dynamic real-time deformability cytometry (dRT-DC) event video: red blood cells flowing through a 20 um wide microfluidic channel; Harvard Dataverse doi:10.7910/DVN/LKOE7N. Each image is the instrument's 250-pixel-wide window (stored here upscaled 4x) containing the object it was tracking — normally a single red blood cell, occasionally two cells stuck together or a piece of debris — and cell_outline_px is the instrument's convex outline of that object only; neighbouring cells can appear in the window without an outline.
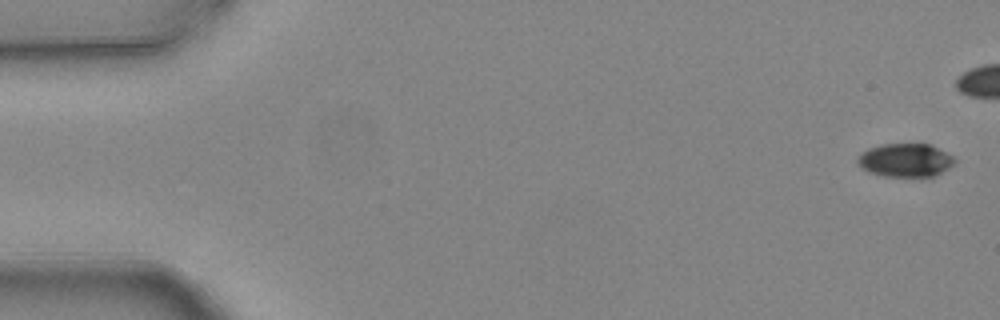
{"species": "common noctule bat (a hibernating species)", "species_latin": "Nyctalus noctula", "temperature_condition": "warm", "stored_images_in_passage": 8, "camera_frame_rate_fps": 3000, "um_per_image_px": 0.085, "animal": {"sex": "female", "body_mass_g": 24.6, "forearm_length_mm": 56.2}, "frame": {"image": 1, "passage_image": 1, "time_ms": 0.0, "image_size_px": [1000, 320], "cell_outline_px": [[956, 160], [948, 168], [936, 176], [884, 176], [868, 172], [856, 160], [868, 148], [880, 144], [932, 144], [952, 156]], "centroid_in_image_um": [76.98, 13.61], "position_along_channel_um": 8.0, "area_um2": 18.67}}